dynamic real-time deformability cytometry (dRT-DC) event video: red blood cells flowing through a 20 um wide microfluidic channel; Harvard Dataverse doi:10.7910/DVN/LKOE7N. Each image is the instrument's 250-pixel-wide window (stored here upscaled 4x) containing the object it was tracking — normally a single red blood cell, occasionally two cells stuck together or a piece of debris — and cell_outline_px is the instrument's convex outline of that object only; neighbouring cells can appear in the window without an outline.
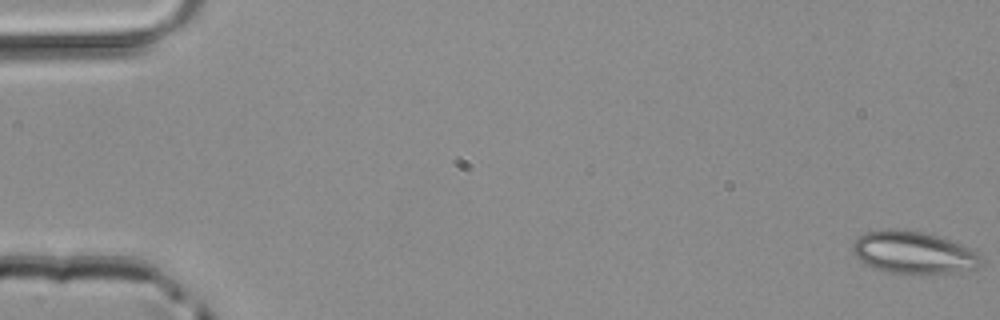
{"species": "common noctule bat (a hibernating species)", "species_latin": "Nyctalus noctula", "temperature_condition": "room temperature", "stored_images_in_passage": 17, "camera_frame_rate_fps": 3000, "um_per_image_px": 0.085, "animal": {"sex": "male", "body_mass_g": 20.4}, "frame": {"image": 1, "passage_image": 1, "time_ms": 0.0, "image_size_px": [1000, 320], "cell_outline_px": [[984, 264], [976, 268], [956, 272], [912, 276], [908, 276], [888, 272], [876, 268], [860, 260], [852, 252], [852, 244], [864, 232], [884, 228], [896, 228], [924, 232], [952, 240], [964, 244], [972, 248], [984, 260]], "centroid_in_image_um": [77.69, 21.48], "position_along_channel_um": 7.3, "area_um2": 32.66}}